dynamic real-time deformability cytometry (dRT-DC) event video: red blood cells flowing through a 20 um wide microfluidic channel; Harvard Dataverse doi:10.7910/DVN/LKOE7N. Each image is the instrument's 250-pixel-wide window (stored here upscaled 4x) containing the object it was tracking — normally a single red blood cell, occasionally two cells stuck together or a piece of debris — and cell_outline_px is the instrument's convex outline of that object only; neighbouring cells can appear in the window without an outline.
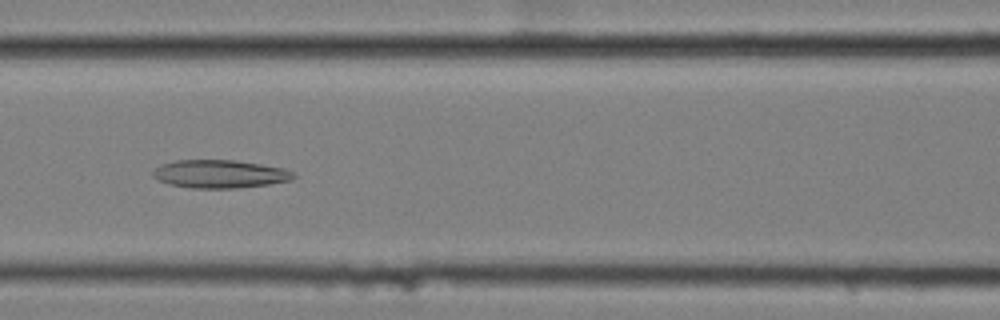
{"species": "common noctule bat (a hibernating species)", "species_latin": "Nyctalus noctula", "temperature_condition": "cold", "stored_images_in_passage": 10, "camera_frame_rate_fps": 3000, "um_per_image_px": 0.085, "animal": {"sex": "female", "body_mass_g": 25.1}, "frame": {"image": 1, "passage_image": 7, "time_ms": 2.0, "image_size_px": [1000, 320], "cell_outline_px": [[296, 176], [292, 180], [268, 184], [236, 188], [192, 188], [168, 184], [152, 176], [152, 172], [156, 168], [164, 164], [176, 160], [232, 160], [260, 164], [284, 168], [296, 172]], "centroid_in_image_um": [18.72, 14.79], "position_along_channel_um": 147.9, "area_um2": 22.95}}
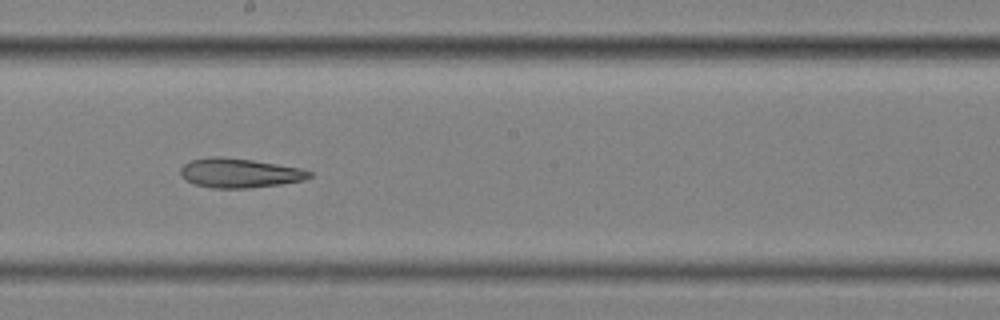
{"frame": {"image": 2, "passage_image": 9, "time_ms": 2.667, "image_size_px": [1000, 320], "cell_outline_px": [[312, 176], [304, 180], [280, 184], [248, 188], [212, 188], [192, 184], [180, 176], [180, 168], [184, 164], [192, 160], [212, 156], [224, 156], [252, 160], [300, 168], [312, 172]], "centroid_in_image_um": [20.32, 14.71], "position_along_channel_um": 227.9, "area_um2": 22.14}}
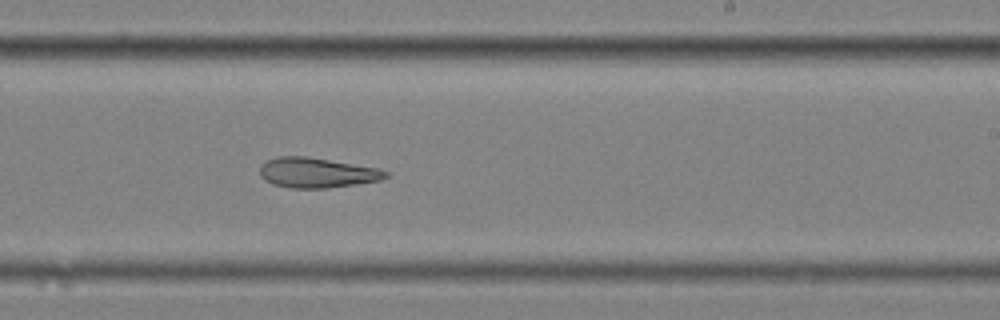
{"frame": {"image": 3, "passage_image": 10, "time_ms": 3.0, "image_size_px": [1000, 320], "cell_outline_px": [[388, 176], [380, 180], [356, 184], [328, 188], [292, 188], [272, 184], [264, 180], [260, 176], [260, 164], [276, 156], [308, 156], [380, 168], [388, 172]], "centroid_in_image_um": [26.92, 14.67], "position_along_channel_um": 262.1, "area_um2": 22.25}}